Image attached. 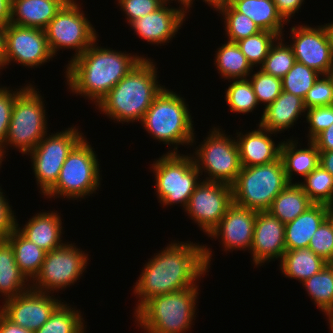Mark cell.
<instances>
[{"label": "cell", "instance_id": "cell-1", "mask_svg": "<svg viewBox=\"0 0 333 333\" xmlns=\"http://www.w3.org/2000/svg\"><path fill=\"white\" fill-rule=\"evenodd\" d=\"M212 250L207 245L191 241L174 240L163 250L154 253L145 263L133 293L139 299L134 314L150 299L197 287L212 260Z\"/></svg>", "mask_w": 333, "mask_h": 333}, {"label": "cell", "instance_id": "cell-2", "mask_svg": "<svg viewBox=\"0 0 333 333\" xmlns=\"http://www.w3.org/2000/svg\"><path fill=\"white\" fill-rule=\"evenodd\" d=\"M97 41L71 60L64 72L70 92L91 100L95 106L145 58L144 55L103 48Z\"/></svg>", "mask_w": 333, "mask_h": 333}, {"label": "cell", "instance_id": "cell-3", "mask_svg": "<svg viewBox=\"0 0 333 333\" xmlns=\"http://www.w3.org/2000/svg\"><path fill=\"white\" fill-rule=\"evenodd\" d=\"M156 67L154 60L143 58L99 101L97 110L114 122H141L154 98L165 87L158 81Z\"/></svg>", "mask_w": 333, "mask_h": 333}, {"label": "cell", "instance_id": "cell-4", "mask_svg": "<svg viewBox=\"0 0 333 333\" xmlns=\"http://www.w3.org/2000/svg\"><path fill=\"white\" fill-rule=\"evenodd\" d=\"M185 100L180 94L164 87L140 122L152 138L174 147L168 153H179V145L196 144L194 121Z\"/></svg>", "mask_w": 333, "mask_h": 333}, {"label": "cell", "instance_id": "cell-5", "mask_svg": "<svg viewBox=\"0 0 333 333\" xmlns=\"http://www.w3.org/2000/svg\"><path fill=\"white\" fill-rule=\"evenodd\" d=\"M199 286L148 300L135 314V322L145 333H186L190 331L199 296Z\"/></svg>", "mask_w": 333, "mask_h": 333}, {"label": "cell", "instance_id": "cell-6", "mask_svg": "<svg viewBox=\"0 0 333 333\" xmlns=\"http://www.w3.org/2000/svg\"><path fill=\"white\" fill-rule=\"evenodd\" d=\"M36 88L30 83L15 99L8 134L0 148L2 159L6 158L9 146L16 148L23 156L27 155L49 132L44 97Z\"/></svg>", "mask_w": 333, "mask_h": 333}, {"label": "cell", "instance_id": "cell-7", "mask_svg": "<svg viewBox=\"0 0 333 333\" xmlns=\"http://www.w3.org/2000/svg\"><path fill=\"white\" fill-rule=\"evenodd\" d=\"M99 165L96 151L85 136L69 153L55 185L44 196L79 201L88 198L101 187Z\"/></svg>", "mask_w": 333, "mask_h": 333}, {"label": "cell", "instance_id": "cell-8", "mask_svg": "<svg viewBox=\"0 0 333 333\" xmlns=\"http://www.w3.org/2000/svg\"><path fill=\"white\" fill-rule=\"evenodd\" d=\"M288 185L281 157L271 163L242 167L231 185L233 202L256 212L267 211Z\"/></svg>", "mask_w": 333, "mask_h": 333}, {"label": "cell", "instance_id": "cell-9", "mask_svg": "<svg viewBox=\"0 0 333 333\" xmlns=\"http://www.w3.org/2000/svg\"><path fill=\"white\" fill-rule=\"evenodd\" d=\"M151 165L155 176V194L163 206H187L190 196L202 179L191 153H165ZM201 179V180H200Z\"/></svg>", "mask_w": 333, "mask_h": 333}, {"label": "cell", "instance_id": "cell-10", "mask_svg": "<svg viewBox=\"0 0 333 333\" xmlns=\"http://www.w3.org/2000/svg\"><path fill=\"white\" fill-rule=\"evenodd\" d=\"M208 134L191 155L194 164L200 175H208L203 181L232 185L242 168L236 138L220 127H212Z\"/></svg>", "mask_w": 333, "mask_h": 333}, {"label": "cell", "instance_id": "cell-11", "mask_svg": "<svg viewBox=\"0 0 333 333\" xmlns=\"http://www.w3.org/2000/svg\"><path fill=\"white\" fill-rule=\"evenodd\" d=\"M81 5L77 0H68L44 29L53 57L61 49L75 51L68 63L80 56L99 37L95 27L85 17Z\"/></svg>", "mask_w": 333, "mask_h": 333}, {"label": "cell", "instance_id": "cell-12", "mask_svg": "<svg viewBox=\"0 0 333 333\" xmlns=\"http://www.w3.org/2000/svg\"><path fill=\"white\" fill-rule=\"evenodd\" d=\"M50 134L27 154L30 155L36 183L43 196L55 185L69 153L85 137L76 126Z\"/></svg>", "mask_w": 333, "mask_h": 333}, {"label": "cell", "instance_id": "cell-13", "mask_svg": "<svg viewBox=\"0 0 333 333\" xmlns=\"http://www.w3.org/2000/svg\"><path fill=\"white\" fill-rule=\"evenodd\" d=\"M88 256L75 243L69 242L47 252L39 273L31 281V288L53 294L74 285L86 271Z\"/></svg>", "mask_w": 333, "mask_h": 333}, {"label": "cell", "instance_id": "cell-14", "mask_svg": "<svg viewBox=\"0 0 333 333\" xmlns=\"http://www.w3.org/2000/svg\"><path fill=\"white\" fill-rule=\"evenodd\" d=\"M232 203L231 185L202 180L190 196L184 212L209 236Z\"/></svg>", "mask_w": 333, "mask_h": 333}, {"label": "cell", "instance_id": "cell-15", "mask_svg": "<svg viewBox=\"0 0 333 333\" xmlns=\"http://www.w3.org/2000/svg\"><path fill=\"white\" fill-rule=\"evenodd\" d=\"M52 58L43 29L10 23L5 27V68L12 62L27 68H40Z\"/></svg>", "mask_w": 333, "mask_h": 333}, {"label": "cell", "instance_id": "cell-16", "mask_svg": "<svg viewBox=\"0 0 333 333\" xmlns=\"http://www.w3.org/2000/svg\"><path fill=\"white\" fill-rule=\"evenodd\" d=\"M290 46L297 62L327 75L333 68V56L324 25H297L290 28Z\"/></svg>", "mask_w": 333, "mask_h": 333}, {"label": "cell", "instance_id": "cell-17", "mask_svg": "<svg viewBox=\"0 0 333 333\" xmlns=\"http://www.w3.org/2000/svg\"><path fill=\"white\" fill-rule=\"evenodd\" d=\"M32 288L19 296L2 302L0 312L11 322L35 332L49 319L62 299Z\"/></svg>", "mask_w": 333, "mask_h": 333}, {"label": "cell", "instance_id": "cell-18", "mask_svg": "<svg viewBox=\"0 0 333 333\" xmlns=\"http://www.w3.org/2000/svg\"><path fill=\"white\" fill-rule=\"evenodd\" d=\"M256 215V211L233 202L218 226L208 237L213 238L212 240L219 239L222 248H224L222 251H250L253 243Z\"/></svg>", "mask_w": 333, "mask_h": 333}, {"label": "cell", "instance_id": "cell-19", "mask_svg": "<svg viewBox=\"0 0 333 333\" xmlns=\"http://www.w3.org/2000/svg\"><path fill=\"white\" fill-rule=\"evenodd\" d=\"M187 15L183 4L175 8L171 7L170 2H165L156 11L136 19L129 26L147 43L162 46L161 44L166 45L176 37Z\"/></svg>", "mask_w": 333, "mask_h": 333}, {"label": "cell", "instance_id": "cell-20", "mask_svg": "<svg viewBox=\"0 0 333 333\" xmlns=\"http://www.w3.org/2000/svg\"><path fill=\"white\" fill-rule=\"evenodd\" d=\"M285 252V224L268 211L257 212L249 252L254 266L257 268L276 259L280 261Z\"/></svg>", "mask_w": 333, "mask_h": 333}, {"label": "cell", "instance_id": "cell-21", "mask_svg": "<svg viewBox=\"0 0 333 333\" xmlns=\"http://www.w3.org/2000/svg\"><path fill=\"white\" fill-rule=\"evenodd\" d=\"M236 132L242 167H251L271 163L280 157L282 141L276 144L271 136L276 133L266 130L258 124L257 129L244 134Z\"/></svg>", "mask_w": 333, "mask_h": 333}, {"label": "cell", "instance_id": "cell-22", "mask_svg": "<svg viewBox=\"0 0 333 333\" xmlns=\"http://www.w3.org/2000/svg\"><path fill=\"white\" fill-rule=\"evenodd\" d=\"M16 229L46 253L66 243L62 241L64 233L61 216L55 210L36 213L21 227L17 220Z\"/></svg>", "mask_w": 333, "mask_h": 333}, {"label": "cell", "instance_id": "cell-23", "mask_svg": "<svg viewBox=\"0 0 333 333\" xmlns=\"http://www.w3.org/2000/svg\"><path fill=\"white\" fill-rule=\"evenodd\" d=\"M305 114L304 99L292 93L281 91L274 102L263 109L259 125L278 134L293 127L297 124L296 121L299 117H305Z\"/></svg>", "mask_w": 333, "mask_h": 333}, {"label": "cell", "instance_id": "cell-24", "mask_svg": "<svg viewBox=\"0 0 333 333\" xmlns=\"http://www.w3.org/2000/svg\"><path fill=\"white\" fill-rule=\"evenodd\" d=\"M68 0H12L10 24L45 29Z\"/></svg>", "mask_w": 333, "mask_h": 333}, {"label": "cell", "instance_id": "cell-25", "mask_svg": "<svg viewBox=\"0 0 333 333\" xmlns=\"http://www.w3.org/2000/svg\"><path fill=\"white\" fill-rule=\"evenodd\" d=\"M293 138L284 140L280 148V157L289 183H294L296 174L304 179L320 162V152L312 141L308 140V147L301 148L297 138Z\"/></svg>", "mask_w": 333, "mask_h": 333}, {"label": "cell", "instance_id": "cell-26", "mask_svg": "<svg viewBox=\"0 0 333 333\" xmlns=\"http://www.w3.org/2000/svg\"><path fill=\"white\" fill-rule=\"evenodd\" d=\"M330 206L313 204L294 221L285 224L286 250L309 247L312 235L329 216Z\"/></svg>", "mask_w": 333, "mask_h": 333}, {"label": "cell", "instance_id": "cell-27", "mask_svg": "<svg viewBox=\"0 0 333 333\" xmlns=\"http://www.w3.org/2000/svg\"><path fill=\"white\" fill-rule=\"evenodd\" d=\"M31 289V281L25 276L15 261L11 243L0 239V294L4 301Z\"/></svg>", "mask_w": 333, "mask_h": 333}, {"label": "cell", "instance_id": "cell-28", "mask_svg": "<svg viewBox=\"0 0 333 333\" xmlns=\"http://www.w3.org/2000/svg\"><path fill=\"white\" fill-rule=\"evenodd\" d=\"M279 262L281 273L287 278L298 280L300 283L320 272L328 264L308 247L286 250Z\"/></svg>", "mask_w": 333, "mask_h": 333}, {"label": "cell", "instance_id": "cell-29", "mask_svg": "<svg viewBox=\"0 0 333 333\" xmlns=\"http://www.w3.org/2000/svg\"><path fill=\"white\" fill-rule=\"evenodd\" d=\"M230 4L252 19L261 30L284 36L283 27L288 23L278 13L273 0H233Z\"/></svg>", "mask_w": 333, "mask_h": 333}, {"label": "cell", "instance_id": "cell-30", "mask_svg": "<svg viewBox=\"0 0 333 333\" xmlns=\"http://www.w3.org/2000/svg\"><path fill=\"white\" fill-rule=\"evenodd\" d=\"M314 203L309 199L298 183H289L272 201L267 210L282 223L294 221Z\"/></svg>", "mask_w": 333, "mask_h": 333}, {"label": "cell", "instance_id": "cell-31", "mask_svg": "<svg viewBox=\"0 0 333 333\" xmlns=\"http://www.w3.org/2000/svg\"><path fill=\"white\" fill-rule=\"evenodd\" d=\"M215 53L214 64L224 80L247 79L254 70L236 42L226 40Z\"/></svg>", "mask_w": 333, "mask_h": 333}, {"label": "cell", "instance_id": "cell-32", "mask_svg": "<svg viewBox=\"0 0 333 333\" xmlns=\"http://www.w3.org/2000/svg\"><path fill=\"white\" fill-rule=\"evenodd\" d=\"M7 240L13 247L17 266L32 281L41 269L46 252L25 238L17 229Z\"/></svg>", "mask_w": 333, "mask_h": 333}, {"label": "cell", "instance_id": "cell-33", "mask_svg": "<svg viewBox=\"0 0 333 333\" xmlns=\"http://www.w3.org/2000/svg\"><path fill=\"white\" fill-rule=\"evenodd\" d=\"M313 303L327 317L333 313V268L328 263L302 283Z\"/></svg>", "mask_w": 333, "mask_h": 333}, {"label": "cell", "instance_id": "cell-34", "mask_svg": "<svg viewBox=\"0 0 333 333\" xmlns=\"http://www.w3.org/2000/svg\"><path fill=\"white\" fill-rule=\"evenodd\" d=\"M71 306L63 301L50 315L48 321L34 333H85L87 325L82 312Z\"/></svg>", "mask_w": 333, "mask_h": 333}, {"label": "cell", "instance_id": "cell-35", "mask_svg": "<svg viewBox=\"0 0 333 333\" xmlns=\"http://www.w3.org/2000/svg\"><path fill=\"white\" fill-rule=\"evenodd\" d=\"M298 183L314 204L333 206V176L318 166L302 182Z\"/></svg>", "mask_w": 333, "mask_h": 333}, {"label": "cell", "instance_id": "cell-36", "mask_svg": "<svg viewBox=\"0 0 333 333\" xmlns=\"http://www.w3.org/2000/svg\"><path fill=\"white\" fill-rule=\"evenodd\" d=\"M217 11L223 16L227 41L238 42L262 31L252 19L238 12L230 3Z\"/></svg>", "mask_w": 333, "mask_h": 333}, {"label": "cell", "instance_id": "cell-37", "mask_svg": "<svg viewBox=\"0 0 333 333\" xmlns=\"http://www.w3.org/2000/svg\"><path fill=\"white\" fill-rule=\"evenodd\" d=\"M228 89L226 88L225 100L233 113L248 114L256 110L259 105L250 80L231 79Z\"/></svg>", "mask_w": 333, "mask_h": 333}, {"label": "cell", "instance_id": "cell-38", "mask_svg": "<svg viewBox=\"0 0 333 333\" xmlns=\"http://www.w3.org/2000/svg\"><path fill=\"white\" fill-rule=\"evenodd\" d=\"M279 37V35L273 32L262 30L236 43L254 69V67H261L263 65L272 45Z\"/></svg>", "mask_w": 333, "mask_h": 333}, {"label": "cell", "instance_id": "cell-39", "mask_svg": "<svg viewBox=\"0 0 333 333\" xmlns=\"http://www.w3.org/2000/svg\"><path fill=\"white\" fill-rule=\"evenodd\" d=\"M279 37L272 45L261 67L265 73L282 79L296 62L292 47ZM285 43V44H284Z\"/></svg>", "mask_w": 333, "mask_h": 333}, {"label": "cell", "instance_id": "cell-40", "mask_svg": "<svg viewBox=\"0 0 333 333\" xmlns=\"http://www.w3.org/2000/svg\"><path fill=\"white\" fill-rule=\"evenodd\" d=\"M320 76L321 74L316 70L296 61L289 72L281 79L282 91L304 99Z\"/></svg>", "mask_w": 333, "mask_h": 333}, {"label": "cell", "instance_id": "cell-41", "mask_svg": "<svg viewBox=\"0 0 333 333\" xmlns=\"http://www.w3.org/2000/svg\"><path fill=\"white\" fill-rule=\"evenodd\" d=\"M252 71L248 79L251 82L258 103L266 108L281 94V79L265 73L259 68L257 72Z\"/></svg>", "mask_w": 333, "mask_h": 333}, {"label": "cell", "instance_id": "cell-42", "mask_svg": "<svg viewBox=\"0 0 333 333\" xmlns=\"http://www.w3.org/2000/svg\"><path fill=\"white\" fill-rule=\"evenodd\" d=\"M308 248L328 263L333 260V222L329 217L312 235Z\"/></svg>", "mask_w": 333, "mask_h": 333}, {"label": "cell", "instance_id": "cell-43", "mask_svg": "<svg viewBox=\"0 0 333 333\" xmlns=\"http://www.w3.org/2000/svg\"><path fill=\"white\" fill-rule=\"evenodd\" d=\"M28 85L29 83L24 84L23 87L15 88L14 91L7 86H0V148L4 145L8 134L15 99Z\"/></svg>", "mask_w": 333, "mask_h": 333}, {"label": "cell", "instance_id": "cell-44", "mask_svg": "<svg viewBox=\"0 0 333 333\" xmlns=\"http://www.w3.org/2000/svg\"><path fill=\"white\" fill-rule=\"evenodd\" d=\"M305 118L309 124L307 137L312 141L320 132L333 124V105L308 108Z\"/></svg>", "mask_w": 333, "mask_h": 333}, {"label": "cell", "instance_id": "cell-45", "mask_svg": "<svg viewBox=\"0 0 333 333\" xmlns=\"http://www.w3.org/2000/svg\"><path fill=\"white\" fill-rule=\"evenodd\" d=\"M305 108L333 105V86L327 75H321L304 98Z\"/></svg>", "mask_w": 333, "mask_h": 333}, {"label": "cell", "instance_id": "cell-46", "mask_svg": "<svg viewBox=\"0 0 333 333\" xmlns=\"http://www.w3.org/2000/svg\"><path fill=\"white\" fill-rule=\"evenodd\" d=\"M120 10L126 14L128 26L143 16L148 15L160 8L164 0H116Z\"/></svg>", "mask_w": 333, "mask_h": 333}, {"label": "cell", "instance_id": "cell-47", "mask_svg": "<svg viewBox=\"0 0 333 333\" xmlns=\"http://www.w3.org/2000/svg\"><path fill=\"white\" fill-rule=\"evenodd\" d=\"M3 194L0 186V239H7L16 230L17 216L9 205V199Z\"/></svg>", "mask_w": 333, "mask_h": 333}, {"label": "cell", "instance_id": "cell-48", "mask_svg": "<svg viewBox=\"0 0 333 333\" xmlns=\"http://www.w3.org/2000/svg\"><path fill=\"white\" fill-rule=\"evenodd\" d=\"M276 5L278 13L282 18L290 23L291 17L295 16V13L301 9V6L304 4V0H273Z\"/></svg>", "mask_w": 333, "mask_h": 333}, {"label": "cell", "instance_id": "cell-49", "mask_svg": "<svg viewBox=\"0 0 333 333\" xmlns=\"http://www.w3.org/2000/svg\"><path fill=\"white\" fill-rule=\"evenodd\" d=\"M312 142L316 145L319 151L333 150V124L326 130L320 132Z\"/></svg>", "mask_w": 333, "mask_h": 333}, {"label": "cell", "instance_id": "cell-50", "mask_svg": "<svg viewBox=\"0 0 333 333\" xmlns=\"http://www.w3.org/2000/svg\"><path fill=\"white\" fill-rule=\"evenodd\" d=\"M0 333H34V332L14 324L0 312Z\"/></svg>", "mask_w": 333, "mask_h": 333}, {"label": "cell", "instance_id": "cell-51", "mask_svg": "<svg viewBox=\"0 0 333 333\" xmlns=\"http://www.w3.org/2000/svg\"><path fill=\"white\" fill-rule=\"evenodd\" d=\"M12 0H0V27H6L10 23Z\"/></svg>", "mask_w": 333, "mask_h": 333}, {"label": "cell", "instance_id": "cell-52", "mask_svg": "<svg viewBox=\"0 0 333 333\" xmlns=\"http://www.w3.org/2000/svg\"><path fill=\"white\" fill-rule=\"evenodd\" d=\"M195 0H184L183 1V5L185 7L186 13H189V9L192 8L193 6V2ZM203 2L207 3L208 6H211L210 8H214L216 11L223 7L226 6L227 4H229V0H203Z\"/></svg>", "mask_w": 333, "mask_h": 333}, {"label": "cell", "instance_id": "cell-53", "mask_svg": "<svg viewBox=\"0 0 333 333\" xmlns=\"http://www.w3.org/2000/svg\"><path fill=\"white\" fill-rule=\"evenodd\" d=\"M319 152H320L319 165L322 166L326 171H328L333 176V150L319 151Z\"/></svg>", "mask_w": 333, "mask_h": 333}, {"label": "cell", "instance_id": "cell-54", "mask_svg": "<svg viewBox=\"0 0 333 333\" xmlns=\"http://www.w3.org/2000/svg\"><path fill=\"white\" fill-rule=\"evenodd\" d=\"M3 68L5 69V27H0V71Z\"/></svg>", "mask_w": 333, "mask_h": 333}, {"label": "cell", "instance_id": "cell-55", "mask_svg": "<svg viewBox=\"0 0 333 333\" xmlns=\"http://www.w3.org/2000/svg\"><path fill=\"white\" fill-rule=\"evenodd\" d=\"M333 56V22L325 24Z\"/></svg>", "mask_w": 333, "mask_h": 333}, {"label": "cell", "instance_id": "cell-56", "mask_svg": "<svg viewBox=\"0 0 333 333\" xmlns=\"http://www.w3.org/2000/svg\"><path fill=\"white\" fill-rule=\"evenodd\" d=\"M328 320L327 325H329V329L331 330V333H333V313L331 315H329L328 317H326Z\"/></svg>", "mask_w": 333, "mask_h": 333}, {"label": "cell", "instance_id": "cell-57", "mask_svg": "<svg viewBox=\"0 0 333 333\" xmlns=\"http://www.w3.org/2000/svg\"><path fill=\"white\" fill-rule=\"evenodd\" d=\"M327 76L329 77L332 86H333V68L329 71V73L327 74Z\"/></svg>", "mask_w": 333, "mask_h": 333}, {"label": "cell", "instance_id": "cell-58", "mask_svg": "<svg viewBox=\"0 0 333 333\" xmlns=\"http://www.w3.org/2000/svg\"><path fill=\"white\" fill-rule=\"evenodd\" d=\"M332 222H333V206L330 207V211H329V216H328Z\"/></svg>", "mask_w": 333, "mask_h": 333}, {"label": "cell", "instance_id": "cell-59", "mask_svg": "<svg viewBox=\"0 0 333 333\" xmlns=\"http://www.w3.org/2000/svg\"><path fill=\"white\" fill-rule=\"evenodd\" d=\"M165 2H170V3H173L171 1H175V2H178V4H183V1L182 0H164Z\"/></svg>", "mask_w": 333, "mask_h": 333}, {"label": "cell", "instance_id": "cell-60", "mask_svg": "<svg viewBox=\"0 0 333 333\" xmlns=\"http://www.w3.org/2000/svg\"><path fill=\"white\" fill-rule=\"evenodd\" d=\"M4 160L1 158V156H0V168L2 167L1 165H2V162H3Z\"/></svg>", "mask_w": 333, "mask_h": 333}, {"label": "cell", "instance_id": "cell-61", "mask_svg": "<svg viewBox=\"0 0 333 333\" xmlns=\"http://www.w3.org/2000/svg\"><path fill=\"white\" fill-rule=\"evenodd\" d=\"M329 264L333 268V260Z\"/></svg>", "mask_w": 333, "mask_h": 333}]
</instances>
